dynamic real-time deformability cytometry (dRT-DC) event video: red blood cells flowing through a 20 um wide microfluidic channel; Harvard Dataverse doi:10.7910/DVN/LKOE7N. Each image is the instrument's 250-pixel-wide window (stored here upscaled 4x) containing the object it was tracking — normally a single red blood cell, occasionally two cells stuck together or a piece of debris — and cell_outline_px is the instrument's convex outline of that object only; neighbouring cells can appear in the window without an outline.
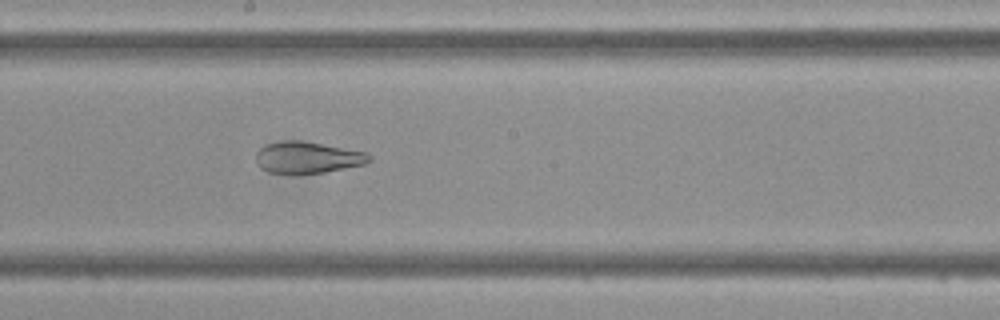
{"species": "Egyptian fruit bat (a non-hibernating species)", "species_latin": "Rousettus aegyptiacus", "temperature_condition": "cold", "stored_images_in_passage": 47, "camera_frame_rate_fps": 3000, "um_per_image_px": 0.085, "frame": {"image": 1, "passage_image": 25, "time_ms": 8.0, "image_size_px": [1000, 320], "cell_outline_px": [[372, 160], [364, 164], [324, 172], [268, 172], [260, 168], [256, 160], [256, 152], [264, 144], [284, 140], [300, 140], [368, 152], [372, 156]], "centroid_in_image_um": [26.15, 13.35], "position_along_channel_um": 222.1, "area_um2": 20.63}}
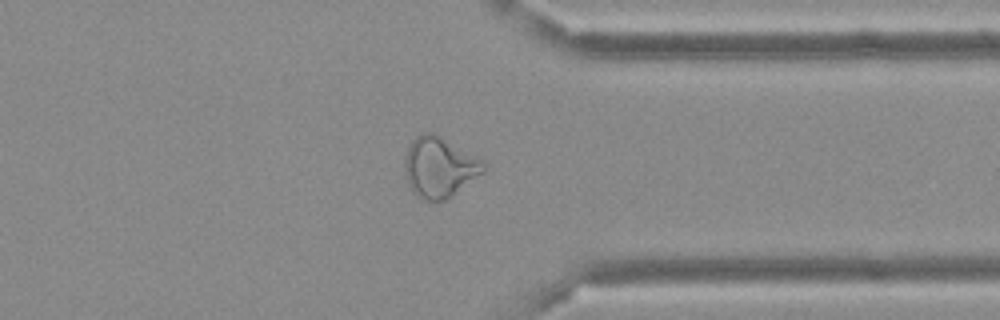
{"frame": {"image": 2, "passage_image": 36, "time_ms": 11.667, "image_size_px": [1000, 320], "cell_outline_px": [[484, 172], [452, 196], [444, 200], [420, 200], [412, 192], [404, 168], [404, 160], [408, 148], [412, 140], [416, 136], [424, 132], [432, 132], [440, 136], [484, 160]], "centroid_in_image_um": [37.34, 14.21], "position_along_channel_um": 374.1, "area_um2": 27.63}}
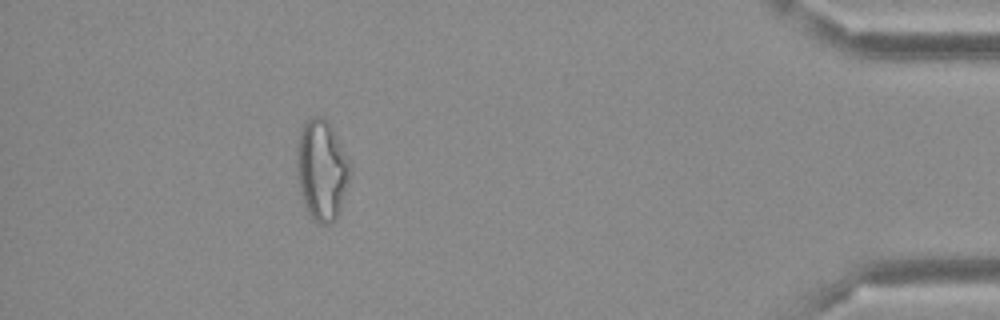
{"frame": {"image": 3, "passage_image": 42, "time_ms": 13.667, "image_size_px": [1000, 320], "cell_outline_px": [[352, 172], [340, 212], [336, 220], [332, 224], [320, 224], [308, 212], [300, 192], [296, 168], [296, 148], [300, 132], [304, 124], [312, 116], [324, 116], [328, 120], [352, 168]], "centroid_in_image_um": [27.36, 14.46], "position_along_channel_um": 407.8, "area_um2": 31.39}}